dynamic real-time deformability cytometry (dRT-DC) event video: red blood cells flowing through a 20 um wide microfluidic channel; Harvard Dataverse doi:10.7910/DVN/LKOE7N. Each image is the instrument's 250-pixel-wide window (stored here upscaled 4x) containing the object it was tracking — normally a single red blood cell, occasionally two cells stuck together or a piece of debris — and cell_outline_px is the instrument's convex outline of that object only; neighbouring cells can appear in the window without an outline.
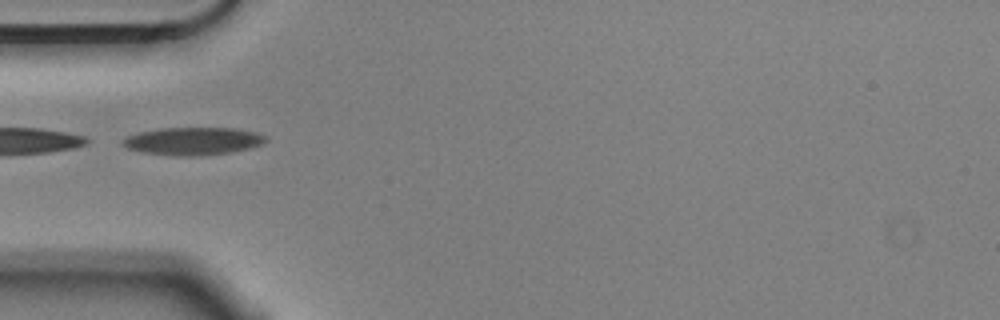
{"species": "Egyptian fruit bat (a non-hibernating species)", "species_latin": "Rousettus aegyptiacus", "temperature_condition": "cold", "stored_images_in_passage": 5, "camera_frame_rate_fps": 3000, "um_per_image_px": 0.085, "animal": {"sex": "male"}, "frame": {"image": 1, "passage_image": 5, "time_ms": 1.333, "image_size_px": [1000, 320], "cell_outline_px": [[268, 140], [260, 144], [248, 148], [232, 152], [200, 156], [176, 156], [144, 152], [128, 148], [120, 144], [120, 140], [136, 132], [160, 128], [232, 128], [256, 132], [264, 136]], "centroid_in_image_um": [16.35, 11.99], "position_along_channel_um": 68.6, "area_um2": 23.12}}